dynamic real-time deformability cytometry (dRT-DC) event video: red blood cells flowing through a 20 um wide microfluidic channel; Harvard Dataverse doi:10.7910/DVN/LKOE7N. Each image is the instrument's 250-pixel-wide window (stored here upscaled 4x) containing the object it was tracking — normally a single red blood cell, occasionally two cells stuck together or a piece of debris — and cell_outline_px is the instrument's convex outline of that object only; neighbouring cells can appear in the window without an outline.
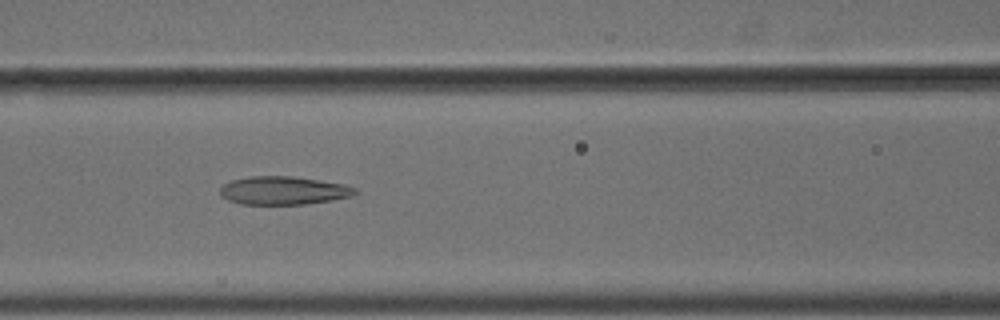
{"species": "common noctule bat (a hibernating species)", "species_latin": "Nyctalus noctula", "temperature_condition": "cold", "stored_images_in_passage": 14, "camera_frame_rate_fps": 3000, "um_per_image_px": 0.085, "animal": {"sex": "male", "body_mass_g": 18.8}, "frame": {"image": 1, "passage_image": 7, "time_ms": 2.0, "image_size_px": [1000, 320], "cell_outline_px": [[360, 192], [352, 196], [332, 200], [304, 204], [240, 204], [228, 200], [220, 196], [220, 188], [224, 184], [232, 180], [248, 176], [292, 176], [344, 184], [356, 188]], "centroid_in_image_um": [24.09, 16.19], "position_along_channel_um": 142.5, "area_um2": 22.31}}
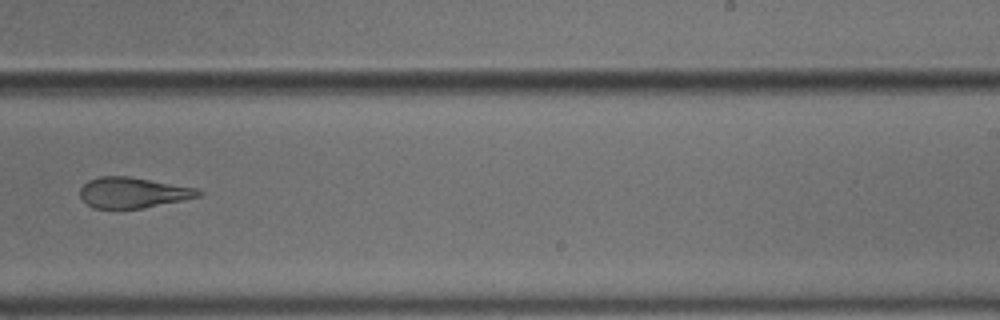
{"frame": {"image": 2, "passage_image": 10, "time_ms": 3.0, "image_size_px": [1000, 320], "cell_outline_px": [[204, 192], [200, 196], [184, 200], [140, 208], [92, 208], [80, 196], [80, 188], [88, 180], [100, 176], [128, 176], [196, 188]], "centroid_in_image_um": [11.29, 16.37], "position_along_channel_um": 277.7, "area_um2": 20.92}}
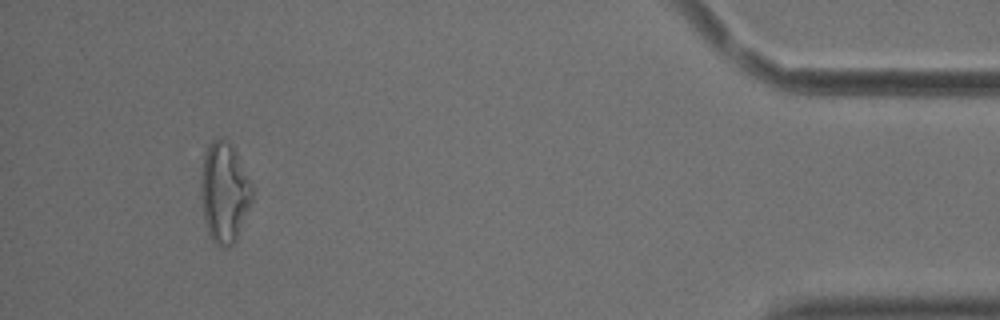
{"frame": {"image": 3, "passage_image": 14, "time_ms": 4.333, "image_size_px": [1000, 320], "cell_outline_px": [[252, 200], [236, 240], [228, 248], [220, 248], [212, 240], [204, 224], [200, 196], [200, 176], [204, 152], [208, 144], [212, 140], [220, 136], [232, 144], [252, 184]], "centroid_in_image_um": [19.03, 16.34], "position_along_channel_um": 416.2, "area_um2": 30.52}}